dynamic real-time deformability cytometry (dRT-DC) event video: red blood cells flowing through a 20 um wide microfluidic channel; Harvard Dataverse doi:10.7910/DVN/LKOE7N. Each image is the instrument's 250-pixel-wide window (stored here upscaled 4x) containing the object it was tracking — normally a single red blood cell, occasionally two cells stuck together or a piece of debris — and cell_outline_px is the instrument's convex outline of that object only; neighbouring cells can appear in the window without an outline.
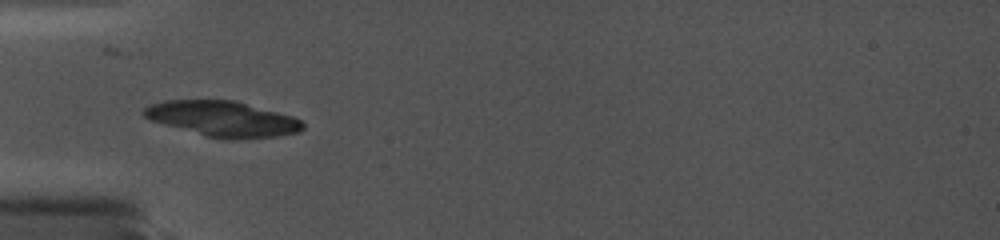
{"species": "common noctule bat (a hibernating species)", "species_latin": "Nyctalus noctula", "temperature_condition": "cold", "stored_images_in_passage": 16, "camera_frame_rate_fps": 5000, "um_per_image_px": 0.085, "animal": {"sex": "female", "body_mass_g": 19.0, "forearm_length_mm": 56.7}, "frame": {"image": 1, "passage_image": 1, "time_ms": 0.0, "image_size_px": [1000, 240], "cell_outline_px": [[304, 128], [300, 132], [276, 136], [228, 140], [208, 136], [148, 120], [140, 112], [148, 104], [164, 100], [236, 100], [292, 116], [300, 120], [304, 124]], "centroid_in_image_um": [18.9, 10.09], "position_along_channel_um": 66.1, "area_um2": 32.89}}